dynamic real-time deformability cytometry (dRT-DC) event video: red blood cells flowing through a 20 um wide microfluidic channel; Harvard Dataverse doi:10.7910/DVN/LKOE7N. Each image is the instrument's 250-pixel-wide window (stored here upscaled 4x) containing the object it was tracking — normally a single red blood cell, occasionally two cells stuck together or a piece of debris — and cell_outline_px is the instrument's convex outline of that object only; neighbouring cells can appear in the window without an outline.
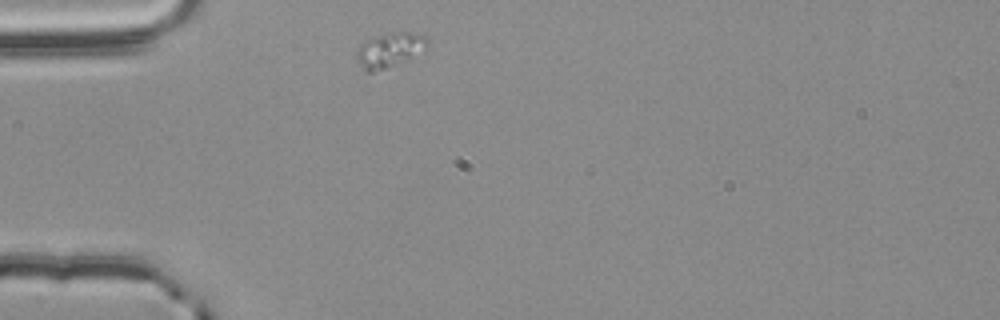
{"species": "common noctule bat (a hibernating species)", "species_latin": "Nyctalus noctula", "temperature_condition": "room temperature", "stored_images_in_passage": 42, "camera_frame_rate_fps": 3000, "um_per_image_px": 0.085, "animal": {"sex": "male", "body_mass_g": 20.4}, "frame": {"image": 1, "passage_image": 1, "time_ms": 0.0, "image_size_px": [1000, 320], "cell_outline_px": [[428, 44], [408, 60], [388, 68], [372, 72], [364, 72], [356, 56], [356, 52], [368, 40], [392, 32], [420, 32], [428, 36]], "centroid_in_image_um": [33.17, 4.26], "position_along_channel_um": 51.8, "area_um2": 14.05}}